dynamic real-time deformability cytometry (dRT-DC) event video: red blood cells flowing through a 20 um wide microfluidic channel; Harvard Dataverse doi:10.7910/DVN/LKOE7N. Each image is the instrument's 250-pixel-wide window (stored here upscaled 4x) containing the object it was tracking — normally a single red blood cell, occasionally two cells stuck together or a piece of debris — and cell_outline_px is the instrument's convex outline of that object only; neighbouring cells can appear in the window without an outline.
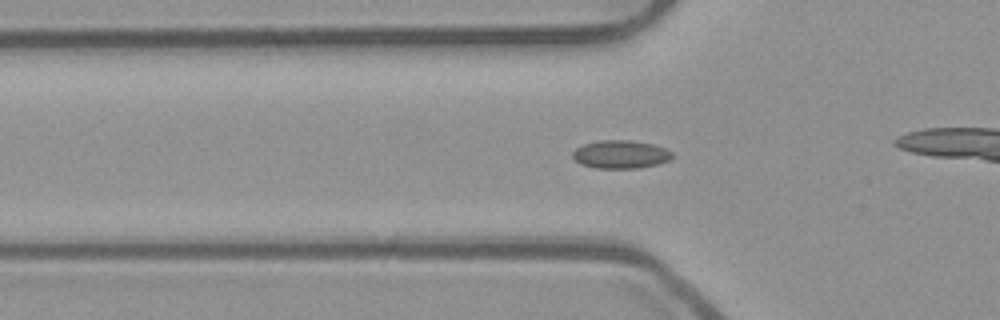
{"species": "common noctule bat (a hibernating species)", "species_latin": "Nyctalus noctula", "temperature_condition": "room temperature", "stored_images_in_passage": 54, "camera_frame_rate_fps": 3000, "um_per_image_px": 0.085, "animal": {"sex": "male", "body_mass_g": 23.1, "forearm_length_mm": 52.7}, "frame": {"image": 1, "passage_image": 18, "time_ms": 5.667, "image_size_px": [1000, 320], "cell_outline_px": [[672, 156], [668, 160], [656, 164], [640, 168], [596, 168], [580, 164], [572, 156], [572, 152], [576, 148], [584, 144], [600, 140], [632, 140], [652, 144], [664, 148], [672, 152]], "centroid_in_image_um": [52.72, 13.12], "position_along_channel_um": 73.1, "area_um2": 16.24}}
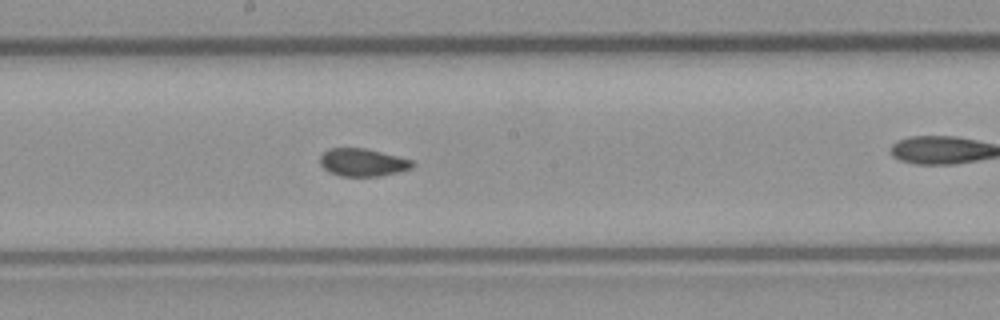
{"frame": {"image": 2, "passage_image": 29, "time_ms": 9.333, "image_size_px": [1000, 320], "cell_outline_px": [[416, 164], [412, 168], [380, 176], [340, 176], [328, 172], [320, 164], [320, 156], [328, 148], [364, 148], [412, 160]], "centroid_in_image_um": [30.8, 13.81], "position_along_channel_um": 217.4, "area_um2": 14.85}}
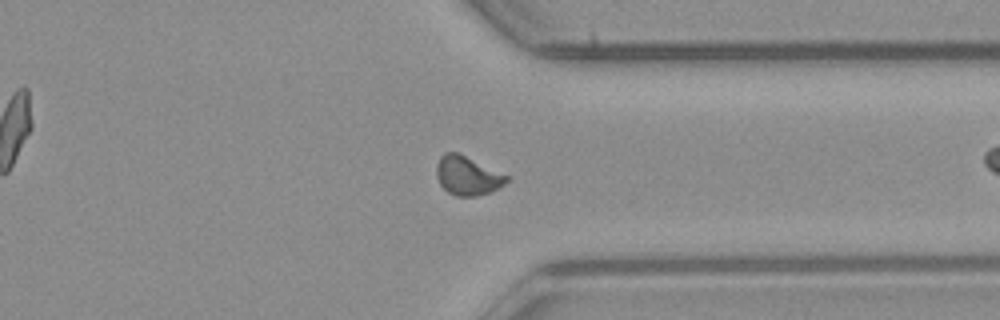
{"frame": {"image": 3, "passage_image": 41, "time_ms": 13.333, "image_size_px": [1000, 320], "cell_outline_px": [[508, 180], [504, 184], [488, 192], [476, 196], [456, 196], [448, 192], [440, 184], [436, 176], [436, 164], [440, 156], [444, 152], [456, 152], [508, 176]], "centroid_in_image_um": [39.67, 14.93], "position_along_channel_um": 371.7, "area_um2": 15.55}, "authors_computed_cell_mechanics": {"area_um2": 15.5482, "velocity_mm_per_s": 3.8969, "shape_relaxation_time_tau1_ms": null, "shape_relaxation_time_tau2_ms": 1.2772, "deformation_change_tau1": null, "deformation_change_tau2": 0.0576}}